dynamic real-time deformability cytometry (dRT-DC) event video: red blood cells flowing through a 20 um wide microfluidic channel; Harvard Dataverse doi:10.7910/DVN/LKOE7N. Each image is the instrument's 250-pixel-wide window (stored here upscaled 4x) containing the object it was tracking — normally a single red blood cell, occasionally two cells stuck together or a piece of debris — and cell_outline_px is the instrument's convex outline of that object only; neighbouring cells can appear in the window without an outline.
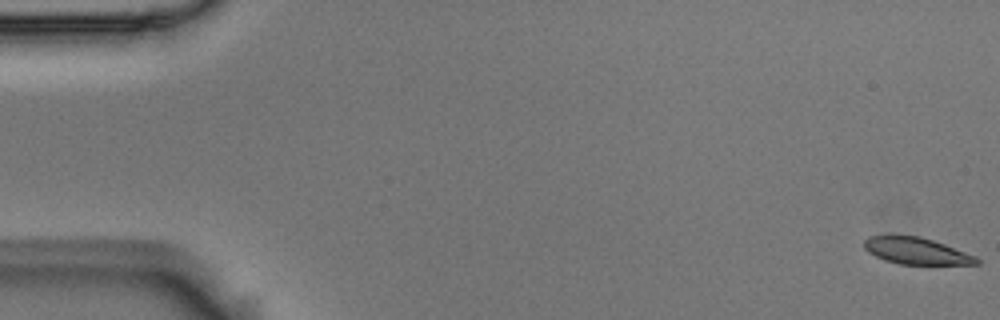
{"species": "Egyptian fruit bat (a non-hibernating species)", "species_latin": "Rousettus aegyptiacus", "temperature_condition": "room temperature", "stored_images_in_passage": 56, "camera_frame_rate_fps": 3000, "um_per_image_px": 0.085, "animal": {"sex": "male"}, "frame": {"image": 1, "passage_image": 1, "time_ms": 0.0, "image_size_px": [1000, 320], "cell_outline_px": [[980, 264], [900, 264], [884, 260], [868, 252], [864, 248], [864, 240], [868, 236], [888, 232], [896, 232], [920, 236], [944, 244], [976, 256], [980, 260]], "centroid_in_image_um": [77.79, 21.27], "position_along_channel_um": 7.2, "area_um2": 18.15}}
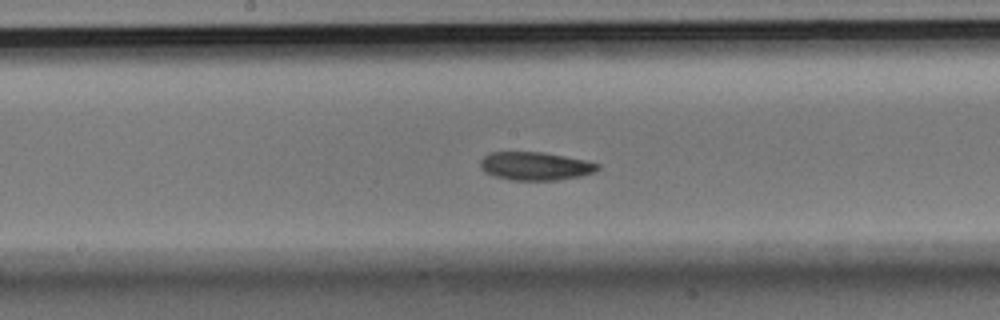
{"frame": {"image": 2, "passage_image": 29, "time_ms": 9.333, "image_size_px": [1000, 320], "cell_outline_px": [[600, 168], [596, 172], [580, 176], [556, 180], [512, 180], [496, 176], [484, 172], [480, 168], [480, 160], [484, 156], [492, 152], [540, 152], [584, 160], [600, 164]], "centroid_in_image_um": [45.49, 14.12], "position_along_channel_um": 202.7, "area_um2": 19.19}}
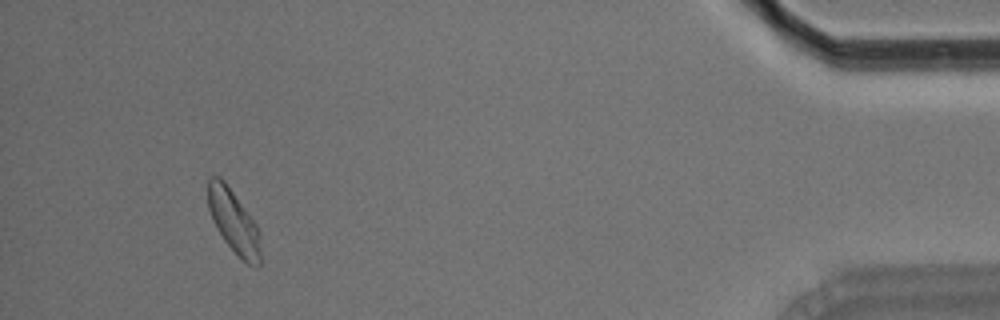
{"frame": {"image": 3, "passage_image": 52, "time_ms": 17.0, "image_size_px": [1000, 320], "cell_outline_px": [[260, 264], [248, 264], [224, 240], [212, 220], [208, 208], [208, 176], [220, 176], [224, 180], [256, 224], [260, 252]], "centroid_in_image_um": [19.81, 18.76], "position_along_channel_um": 415.4, "area_um2": 18.73}, "authors_computed_cell_mechanics": {"area_um2": 19.2474, "velocity_mm_per_s": 3.6418, "shape_relaxation_time_tau1_ms": 4.6441, "shape_relaxation_time_tau2_ms": 6.9019, "deformation_change_tau1": 0.1271, "deformation_change_tau2": 0.1135}}